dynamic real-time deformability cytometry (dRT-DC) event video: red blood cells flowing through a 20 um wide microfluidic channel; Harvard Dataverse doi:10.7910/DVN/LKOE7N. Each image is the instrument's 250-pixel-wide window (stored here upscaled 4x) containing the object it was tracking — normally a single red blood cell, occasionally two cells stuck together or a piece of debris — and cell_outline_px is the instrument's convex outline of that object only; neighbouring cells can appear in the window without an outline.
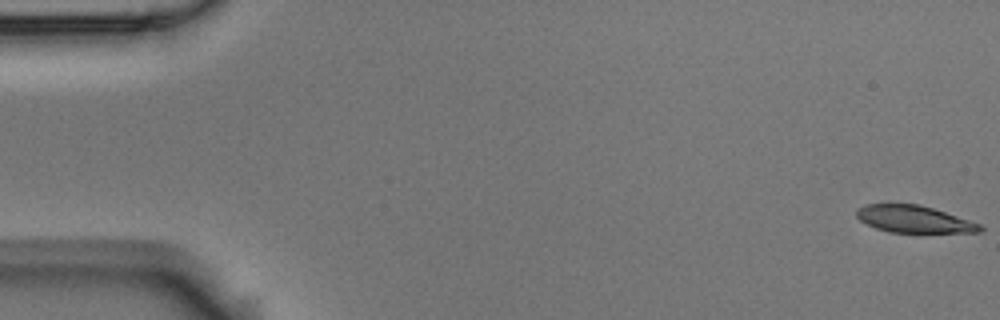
{"species": "Egyptian fruit bat (a non-hibernating species)", "species_latin": "Rousettus aegyptiacus", "temperature_condition": "room temperature", "stored_images_in_passage": 10, "camera_frame_rate_fps": 3000, "um_per_image_px": 0.085, "animal": {"sex": "male"}, "frame": {"image": 1, "passage_image": 1, "time_ms": 0.0, "image_size_px": [1000, 320], "cell_outline_px": [[984, 228], [980, 232], [892, 232], [876, 228], [860, 220], [856, 216], [856, 208], [868, 204], [920, 204], [980, 224]], "centroid_in_image_um": [77.65, 18.62], "position_along_channel_um": 7.3, "area_um2": 19.13}}
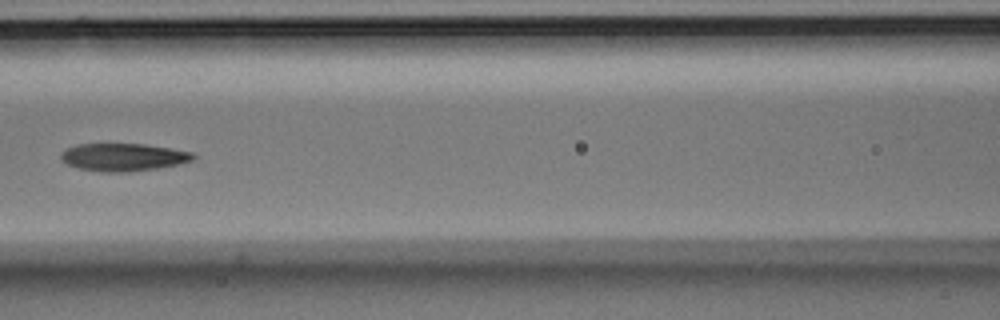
{"frame": {"image": 2, "passage_image": 7, "time_ms": 2.0, "image_size_px": [1000, 320], "cell_outline_px": [[196, 156], [192, 160], [160, 168], [128, 172], [104, 172], [80, 168], [68, 164], [60, 160], [60, 152], [64, 148], [76, 144], [144, 144], [192, 152]], "centroid_in_image_um": [10.42, 13.35], "position_along_channel_um": 156.2, "area_um2": 21.33}}
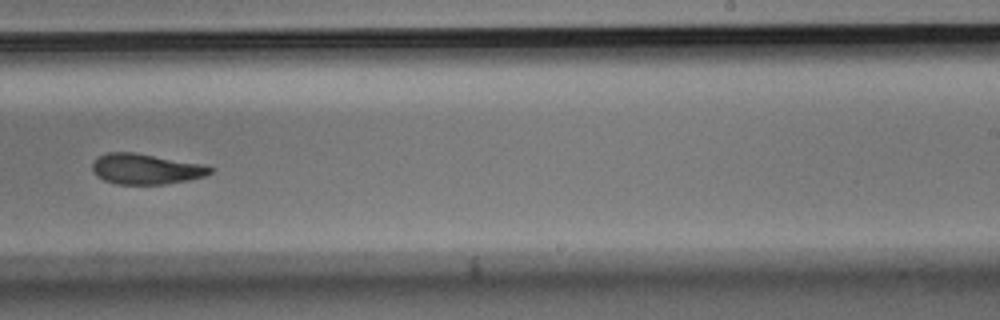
{"frame": {"image": 3, "passage_image": 10, "time_ms": 3.0, "image_size_px": [1000, 320], "cell_outline_px": [[216, 168], [212, 172], [204, 176], [188, 180], [164, 184], [116, 184], [104, 180], [96, 176], [92, 168], [92, 164], [96, 156], [108, 152], [136, 152], [200, 164]], "centroid_in_image_um": [12.36, 14.36], "position_along_channel_um": 276.6, "area_um2": 20.98}}